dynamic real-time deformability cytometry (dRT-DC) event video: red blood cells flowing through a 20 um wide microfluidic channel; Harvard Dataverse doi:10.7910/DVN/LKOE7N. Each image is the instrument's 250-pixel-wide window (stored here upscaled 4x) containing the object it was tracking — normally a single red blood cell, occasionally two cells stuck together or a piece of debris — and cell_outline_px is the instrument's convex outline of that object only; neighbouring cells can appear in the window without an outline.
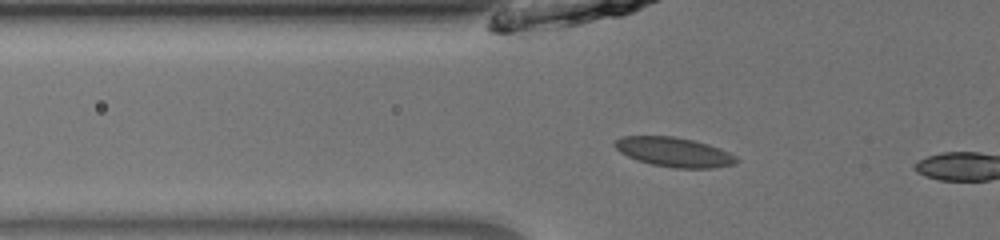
{"species": "common noctule bat (a hibernating species)", "species_latin": "Nyctalus noctula", "temperature_condition": "room temperature", "stored_images_in_passage": 36, "camera_frame_rate_fps": 3000, "um_per_image_px": 0.085, "animal": {"sex": "male", "body_mass_g": 13.0, "forearm_length_mm": 53.1}, "frame": {"image": 1, "passage_image": 9, "time_ms": 2.667, "image_size_px": [1000, 240], "cell_outline_px": [[740, 160], [736, 164], [712, 168], [672, 168], [652, 164], [628, 156], [620, 152], [612, 144], [620, 136], [676, 136], [708, 144], [720, 148], [736, 156]], "centroid_in_image_um": [57.32, 12.92], "position_along_channel_um": 68.5, "area_um2": 20.92}}
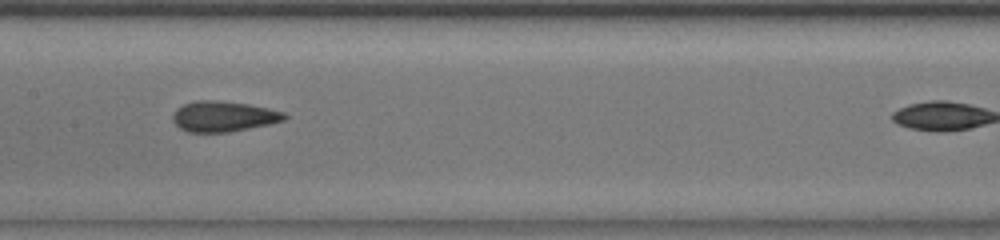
{"frame": {"image": 2, "passage_image": 18, "time_ms": 5.667, "image_size_px": [1000, 240], "cell_outline_px": [[288, 116], [284, 120], [268, 124], [228, 132], [188, 132], [180, 128], [172, 120], [172, 116], [176, 108], [184, 104], [196, 100], [216, 100], [248, 104], [268, 108], [284, 112]], "centroid_in_image_um": [18.97, 9.89], "position_along_channel_um": 188.4, "area_um2": 19.77}}
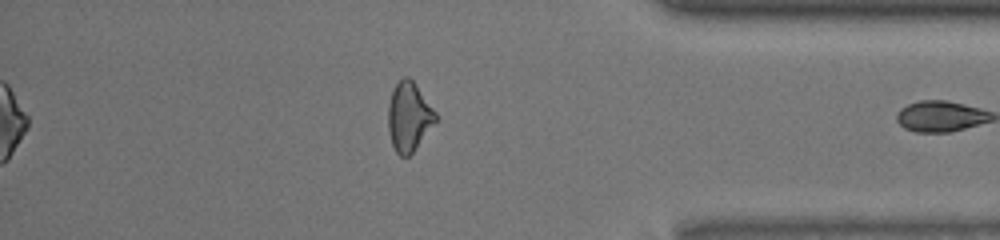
{"frame": {"image": 3, "passage_image": 35, "time_ms": 11.333, "image_size_px": [1000, 240], "cell_outline_px": [[440, 120], [412, 152], [408, 156], [400, 156], [396, 152], [392, 144], [388, 128], [388, 104], [392, 92], [396, 84], [404, 76], [408, 76], [412, 80], [436, 112]], "centroid_in_image_um": [34.79, 9.94], "position_along_channel_um": 400.4, "area_um2": 19.19}}